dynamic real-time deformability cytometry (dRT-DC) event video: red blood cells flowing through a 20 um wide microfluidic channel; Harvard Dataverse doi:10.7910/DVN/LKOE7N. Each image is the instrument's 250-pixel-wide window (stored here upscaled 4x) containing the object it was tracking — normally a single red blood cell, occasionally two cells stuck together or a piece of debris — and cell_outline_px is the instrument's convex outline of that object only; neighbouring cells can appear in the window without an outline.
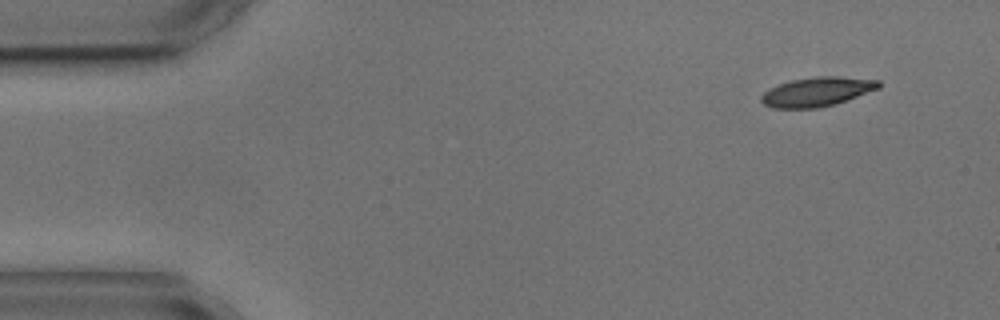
{"species": "common noctule bat (a hibernating species)", "species_latin": "Nyctalus noctula", "temperature_condition": "cold", "stored_images_in_passage": 4, "camera_frame_rate_fps": 3000, "um_per_image_px": 0.085, "animal": {"sex": "male", "body_mass_g": 17.9, "forearm_length_mm": 54.2}, "frame": {"image": 1, "passage_image": 1, "time_ms": 0.0, "image_size_px": [1000, 320], "cell_outline_px": [[880, 88], [832, 104], [816, 108], [772, 108], [764, 104], [760, 100], [760, 96], [764, 92], [780, 84], [792, 80], [816, 76], [836, 76], [880, 80]], "centroid_in_image_um": [69.43, 7.79], "position_along_channel_um": 15.6, "area_um2": 19.65}}
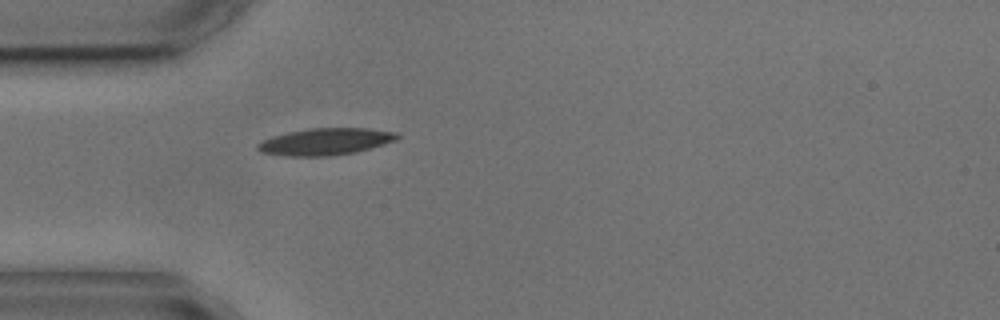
{"frame": {"image": 2, "passage_image": 4, "time_ms": 3.667, "image_size_px": [1000, 320], "cell_outline_px": [[400, 136], [396, 140], [384, 144], [356, 152], [332, 156], [284, 156], [260, 152], [256, 148], [256, 144], [272, 136], [288, 132], [308, 128], [368, 128], [400, 132]], "centroid_in_image_um": [27.68, 12.03], "position_along_channel_um": 57.3, "area_um2": 22.08}}